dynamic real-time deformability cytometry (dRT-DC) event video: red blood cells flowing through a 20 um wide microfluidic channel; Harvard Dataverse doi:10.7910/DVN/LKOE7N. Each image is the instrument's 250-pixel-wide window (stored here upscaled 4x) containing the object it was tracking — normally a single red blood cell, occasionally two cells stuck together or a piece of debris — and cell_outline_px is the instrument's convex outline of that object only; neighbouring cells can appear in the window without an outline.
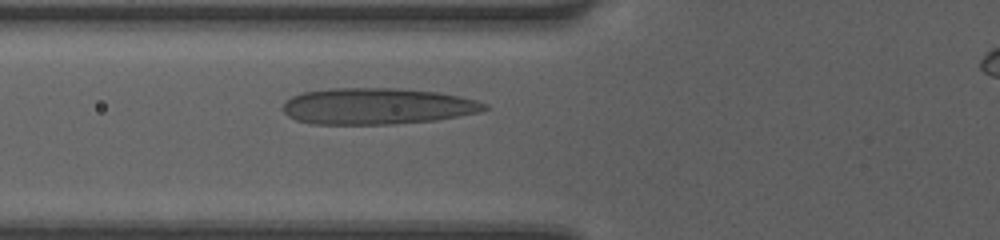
{"species": "human", "species_latin": "Homo sapiens", "temperature_condition": "room temperature", "stored_images_in_passage": 9, "camera_frame_rate_fps": 3000, "um_per_image_px": 0.085, "donor": {"sex": "female"}, "frame": {"image": 1, "passage_image": 7, "time_ms": 2.0, "image_size_px": [1000, 240], "cell_outline_px": [[488, 108], [480, 112], [436, 120], [392, 124], [312, 124], [296, 120], [288, 116], [280, 108], [284, 100], [292, 96], [304, 92], [328, 88], [396, 88], [436, 92], [476, 100], [488, 104]], "centroid_in_image_um": [32.0, 9.03], "position_along_channel_um": 93.8, "area_um2": 42.83}}
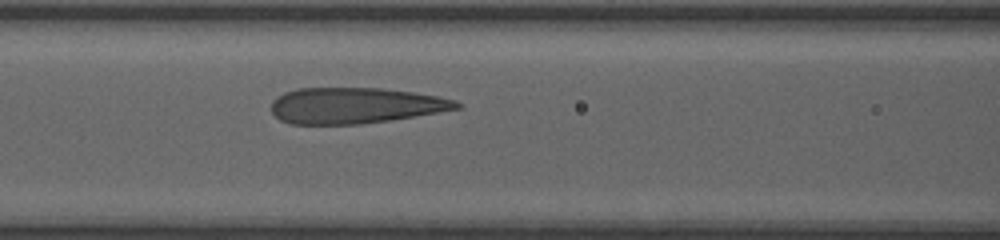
{"frame": {"image": 2, "passage_image": 9, "time_ms": 2.667, "image_size_px": [1000, 240], "cell_outline_px": [[460, 108], [388, 120], [360, 124], [288, 124], [280, 120], [272, 112], [272, 100], [276, 96], [284, 92], [296, 88], [384, 88], [412, 92], [436, 96], [456, 100], [460, 104]], "centroid_in_image_um": [30.11, 8.96], "position_along_channel_um": 136.5, "area_um2": 38.61}}